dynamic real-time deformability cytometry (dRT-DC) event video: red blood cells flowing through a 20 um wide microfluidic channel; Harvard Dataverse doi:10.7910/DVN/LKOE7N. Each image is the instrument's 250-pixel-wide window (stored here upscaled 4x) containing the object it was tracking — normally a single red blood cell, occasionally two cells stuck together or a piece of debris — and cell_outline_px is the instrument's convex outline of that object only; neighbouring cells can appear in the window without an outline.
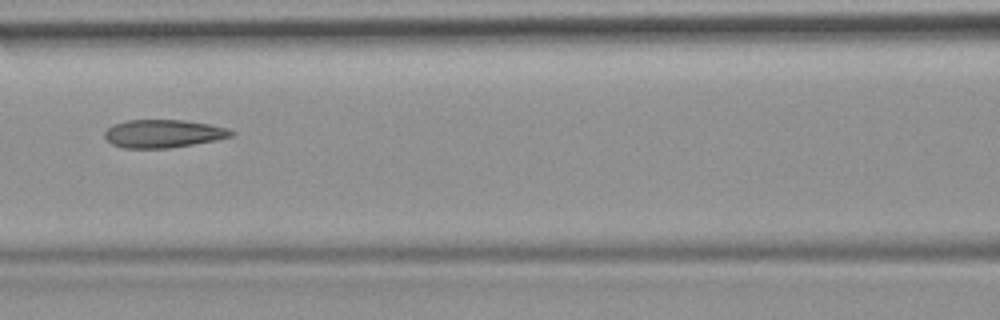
{"species": "common noctule bat (a hibernating species)", "species_latin": "Nyctalus noctula", "temperature_condition": "room temperature", "stored_images_in_passage": 10, "camera_frame_rate_fps": 3000, "um_per_image_px": 0.085, "animal": {"sex": "female", "body_mass_g": 19.9}, "frame": {"image": 1, "passage_image": 6, "time_ms": 1.667, "image_size_px": [1000, 320], "cell_outline_px": [[236, 132], [232, 136], [216, 140], [168, 148], [120, 148], [112, 144], [104, 136], [104, 132], [112, 124], [128, 120], [184, 120], [208, 124], [228, 128]], "centroid_in_image_um": [13.86, 11.36], "position_along_channel_um": 152.7, "area_um2": 20.69}}
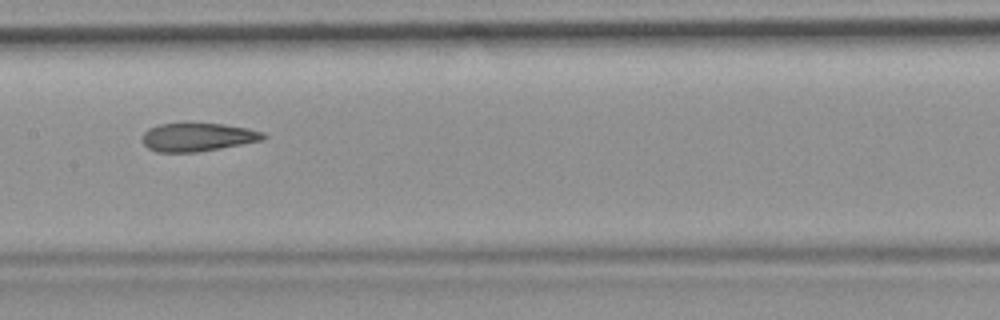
{"frame": {"image": 2, "passage_image": 7, "time_ms": 2.0, "image_size_px": [1000, 320], "cell_outline_px": [[268, 136], [264, 140], [220, 148], [196, 152], [156, 152], [148, 148], [144, 144], [144, 132], [148, 128], [160, 124], [184, 120], [224, 124], [248, 128], [264, 132]], "centroid_in_image_um": [16.81, 11.6], "position_along_channel_um": 190.6, "area_um2": 20.75}}